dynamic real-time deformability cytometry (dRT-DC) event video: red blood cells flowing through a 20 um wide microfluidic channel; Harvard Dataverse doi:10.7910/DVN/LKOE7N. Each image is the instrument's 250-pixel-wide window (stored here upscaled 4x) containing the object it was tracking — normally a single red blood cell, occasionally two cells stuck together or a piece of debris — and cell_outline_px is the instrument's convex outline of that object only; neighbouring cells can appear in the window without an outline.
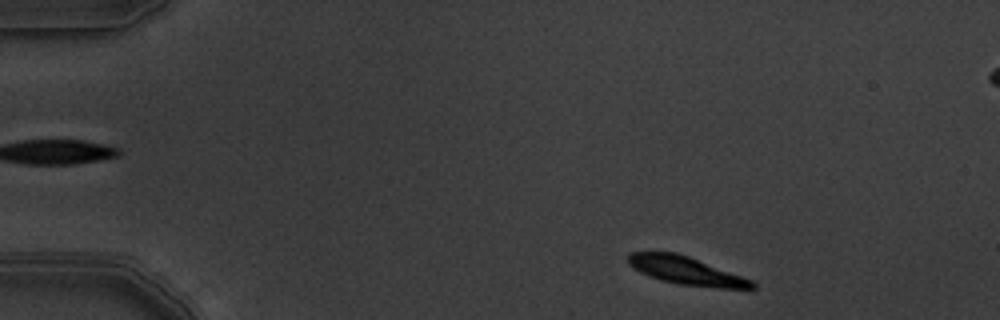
{"species": "common noctule bat (a hibernating species)", "species_latin": "Nyctalus noctula", "temperature_condition": "warm", "stored_images_in_passage": 5, "camera_frame_rate_fps": 3000, "um_per_image_px": 0.085, "animal": {"sex": "male", "body_mass_g": 19.5, "forearm_length_mm": 54.6}, "frame": {"image": 1, "passage_image": 5, "time_ms": 1.333, "image_size_px": [1000, 320], "cell_outline_px": [[756, 288], [720, 288], [680, 284], [660, 280], [648, 276], [640, 272], [628, 264], [628, 252], [676, 252], [688, 256], [752, 280], [756, 284]], "centroid_in_image_um": [58.28, 23.0], "position_along_channel_um": 26.7, "area_um2": 20.0}}